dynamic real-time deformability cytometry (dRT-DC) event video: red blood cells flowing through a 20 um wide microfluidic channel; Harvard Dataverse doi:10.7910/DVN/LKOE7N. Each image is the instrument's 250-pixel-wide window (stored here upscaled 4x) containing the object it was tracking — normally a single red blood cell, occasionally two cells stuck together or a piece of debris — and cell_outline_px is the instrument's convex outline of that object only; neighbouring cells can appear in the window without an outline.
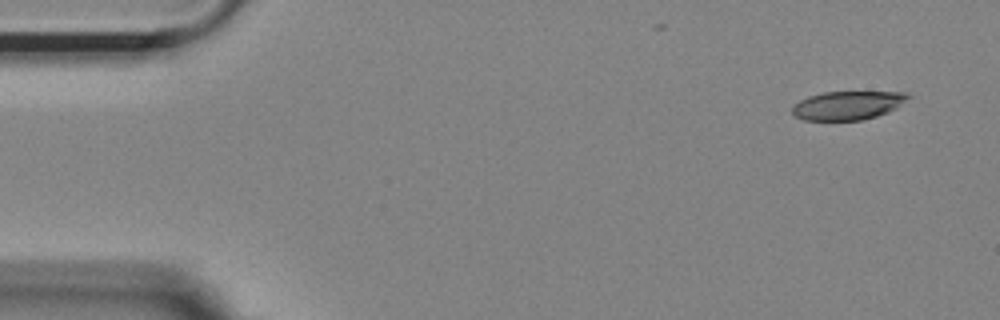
{"species": "Egyptian fruit bat (a non-hibernating species)", "species_latin": "Rousettus aegyptiacus", "temperature_condition": "room temperature", "stored_images_in_passage": 51, "camera_frame_rate_fps": 3000, "um_per_image_px": 0.085, "animal": {"sex": "female"}, "frame": {"image": 1, "passage_image": 1, "time_ms": 0.0, "image_size_px": [1000, 320], "cell_outline_px": [[912, 96], [896, 108], [888, 112], [876, 116], [860, 120], [804, 120], [796, 116], [792, 112], [792, 108], [800, 100], [808, 96], [824, 92], [908, 92]], "centroid_in_image_um": [72.09, 8.95], "position_along_channel_um": 12.9, "area_um2": 19.25}}
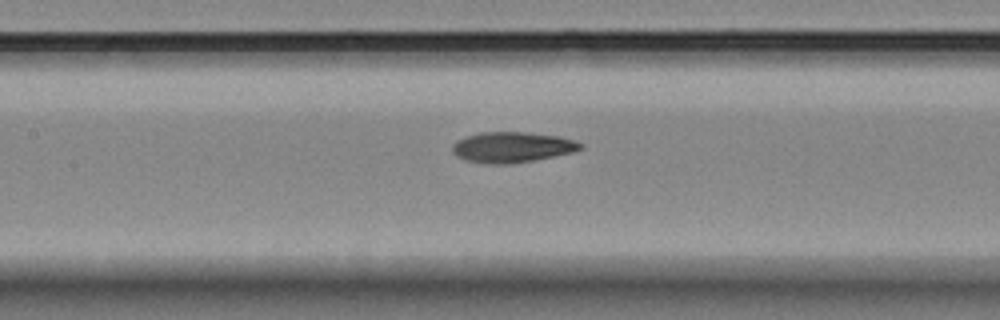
{"frame": {"image": 2, "passage_image": 22, "time_ms": 7.0, "image_size_px": [1000, 320], "cell_outline_px": [[584, 148], [572, 152], [512, 164], [484, 164], [464, 160], [456, 156], [452, 152], [452, 144], [456, 140], [480, 132], [524, 132], [560, 136], [576, 140], [584, 144]], "centroid_in_image_um": [43.51, 12.51], "position_along_channel_um": 163.9, "area_um2": 23.0}}
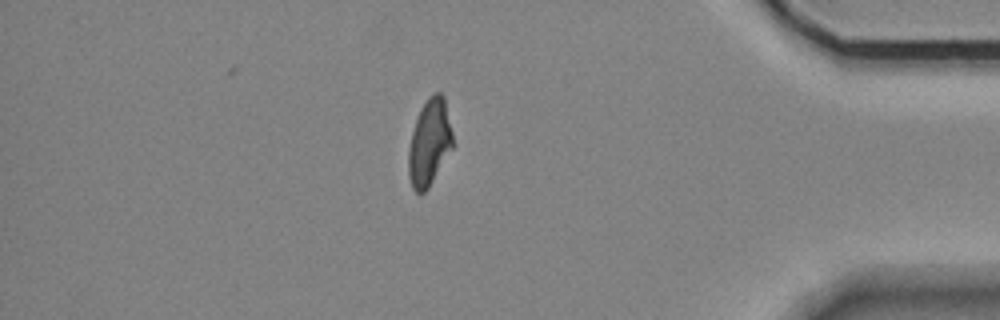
{"frame": {"image": 3, "passage_image": 44, "time_ms": 14.333, "image_size_px": [1000, 320], "cell_outline_px": [[452, 148], [428, 188], [424, 192], [416, 192], [412, 188], [408, 176], [408, 148], [412, 132], [420, 108], [428, 96], [432, 92], [440, 92], [444, 96], [452, 132]], "centroid_in_image_um": [36.48, 12.09], "position_along_channel_um": 398.7, "area_um2": 22.25}, "authors_computed_cell_mechanics": {"area_um2": 22.4264, "velocity_mm_per_s": 3.6844, "shape_relaxation_time_tau1_ms": 5.7884, "shape_relaxation_time_tau2_ms": 3.1054, "deformation_change_tau1": 0.1806, "deformation_change_tau2": 0.086}}